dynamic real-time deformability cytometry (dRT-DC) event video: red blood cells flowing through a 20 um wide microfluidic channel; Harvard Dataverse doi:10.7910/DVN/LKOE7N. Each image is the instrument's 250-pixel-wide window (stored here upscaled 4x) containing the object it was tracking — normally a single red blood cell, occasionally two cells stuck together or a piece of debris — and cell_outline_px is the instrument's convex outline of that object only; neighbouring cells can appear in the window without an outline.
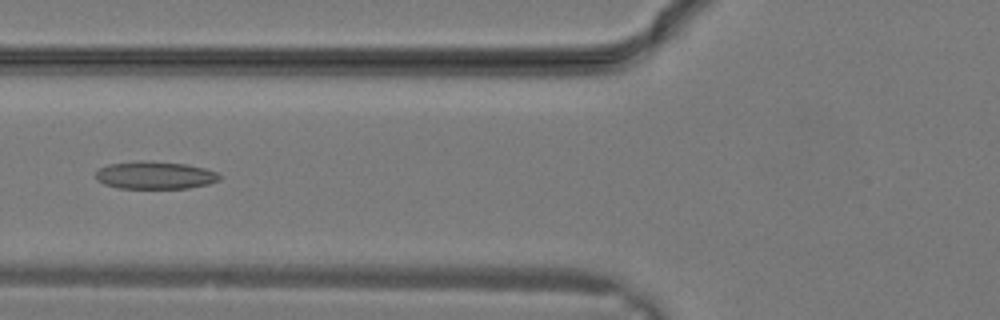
{"species": "common noctule bat (a hibernating species)", "species_latin": "Nyctalus noctula", "temperature_condition": "warm", "stored_images_in_passage": 11, "camera_frame_rate_fps": 3000, "um_per_image_px": 0.085, "animal": {"sex": "male", "body_mass_g": 19.2, "forearm_length_mm": 51.8}, "frame": {"image": 1, "passage_image": 8, "time_ms": 2.333, "image_size_px": [1000, 320], "cell_outline_px": [[220, 180], [208, 184], [188, 188], [120, 188], [104, 184], [96, 180], [96, 172], [100, 168], [108, 164], [140, 160], [144, 160], [188, 164], [204, 168], [216, 172], [220, 176]], "centroid_in_image_um": [13.16, 14.88], "position_along_channel_um": 112.6, "area_um2": 20.0}}
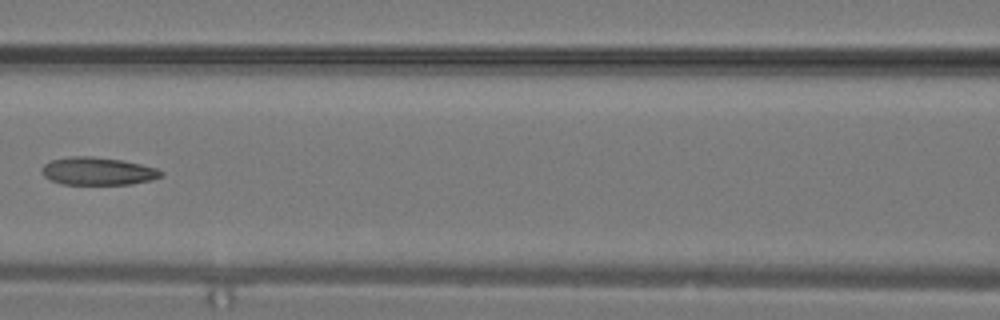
{"frame": {"image": 2, "passage_image": 10, "time_ms": 3.0, "image_size_px": [1000, 320], "cell_outline_px": [[164, 176], [152, 180], [132, 184], [60, 184], [48, 180], [44, 176], [40, 168], [44, 164], [52, 160], [68, 156], [92, 156], [120, 160], [140, 164], [156, 168], [164, 172]], "centroid_in_image_um": [8.3, 14.55], "position_along_channel_um": 158.3, "area_um2": 19.48}}